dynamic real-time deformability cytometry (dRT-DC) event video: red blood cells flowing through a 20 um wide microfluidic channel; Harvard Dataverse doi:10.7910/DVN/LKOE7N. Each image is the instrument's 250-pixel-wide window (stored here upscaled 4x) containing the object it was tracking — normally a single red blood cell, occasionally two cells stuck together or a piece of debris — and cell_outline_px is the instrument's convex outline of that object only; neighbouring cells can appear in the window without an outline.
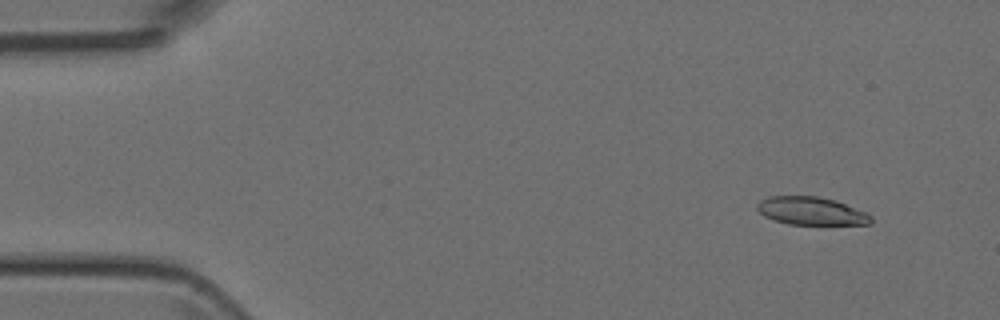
{"species": "Egyptian fruit bat (a non-hibernating species)", "species_latin": "Rousettus aegyptiacus", "temperature_condition": "room temperature", "stored_images_in_passage": 45, "camera_frame_rate_fps": 3000, "um_per_image_px": 0.085, "animal": {"sex": "female"}, "frame": {"image": 1, "passage_image": 2, "time_ms": 0.333, "image_size_px": [1000, 320], "cell_outline_px": [[872, 224], [788, 224], [764, 216], [756, 208], [756, 204], [760, 200], [768, 196], [816, 196], [836, 200], [864, 212], [872, 216]], "centroid_in_image_um": [68.93, 17.92], "position_along_channel_um": 16.1, "area_um2": 18.44}}
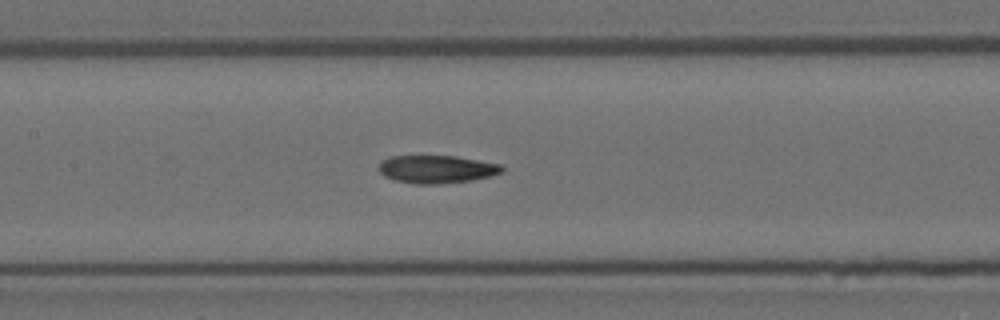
{"frame": {"image": 2, "passage_image": 20, "time_ms": 6.333, "image_size_px": [1000, 320], "cell_outline_px": [[504, 172], [492, 176], [468, 180], [440, 184], [416, 184], [396, 180], [384, 176], [380, 172], [380, 164], [384, 160], [392, 156], [456, 156], [500, 164], [504, 168]], "centroid_in_image_um": [37.16, 14.38], "position_along_channel_um": 170.2, "area_um2": 19.83}}
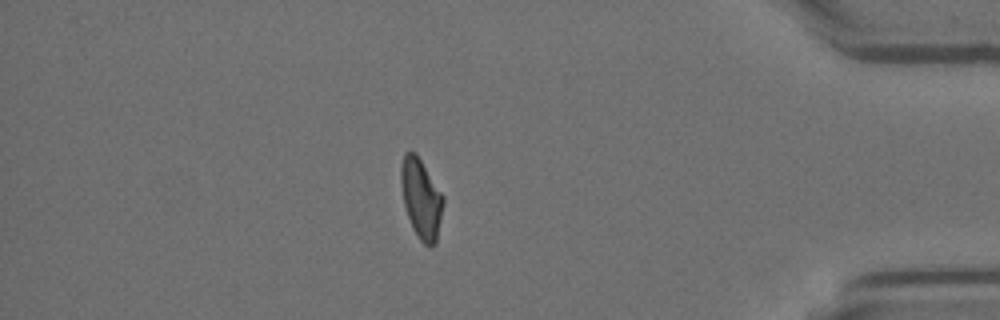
{"frame": {"image": 3, "passage_image": 39, "time_ms": 12.667, "image_size_px": [1000, 320], "cell_outline_px": [[444, 204], [436, 244], [424, 244], [420, 240], [412, 228], [404, 204], [400, 184], [400, 168], [404, 152], [416, 152], [444, 196]], "centroid_in_image_um": [35.8, 16.85], "position_along_channel_um": 399.4, "area_um2": 19.71}}